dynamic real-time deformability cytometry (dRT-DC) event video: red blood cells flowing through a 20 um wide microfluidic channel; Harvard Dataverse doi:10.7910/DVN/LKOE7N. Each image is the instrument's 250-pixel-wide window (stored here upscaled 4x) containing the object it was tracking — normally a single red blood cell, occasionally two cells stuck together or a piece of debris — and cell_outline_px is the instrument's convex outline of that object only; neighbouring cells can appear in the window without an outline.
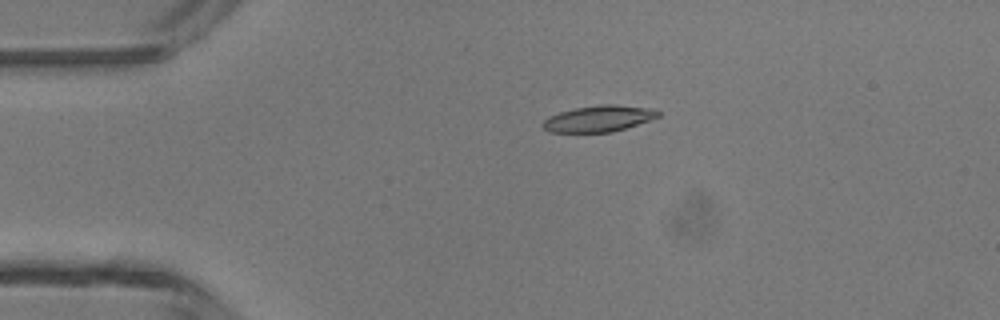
{"species": "common noctule bat (a hibernating species)", "species_latin": "Nyctalus noctula", "temperature_condition": "room temperature", "stored_images_in_passage": 4, "camera_frame_rate_fps": 3000, "um_per_image_px": 0.085, "animal": {"sex": "male", "body_mass_g": 13.3}, "frame": {"image": 1, "passage_image": 3, "time_ms": 2.0, "image_size_px": [1000, 320], "cell_outline_px": [[660, 116], [612, 132], [548, 132], [540, 124], [548, 116], [560, 112], [576, 108], [600, 104], [616, 104], [656, 108], [660, 112]], "centroid_in_image_um": [50.89, 10.07], "position_along_channel_um": 34.1, "area_um2": 17.69}}